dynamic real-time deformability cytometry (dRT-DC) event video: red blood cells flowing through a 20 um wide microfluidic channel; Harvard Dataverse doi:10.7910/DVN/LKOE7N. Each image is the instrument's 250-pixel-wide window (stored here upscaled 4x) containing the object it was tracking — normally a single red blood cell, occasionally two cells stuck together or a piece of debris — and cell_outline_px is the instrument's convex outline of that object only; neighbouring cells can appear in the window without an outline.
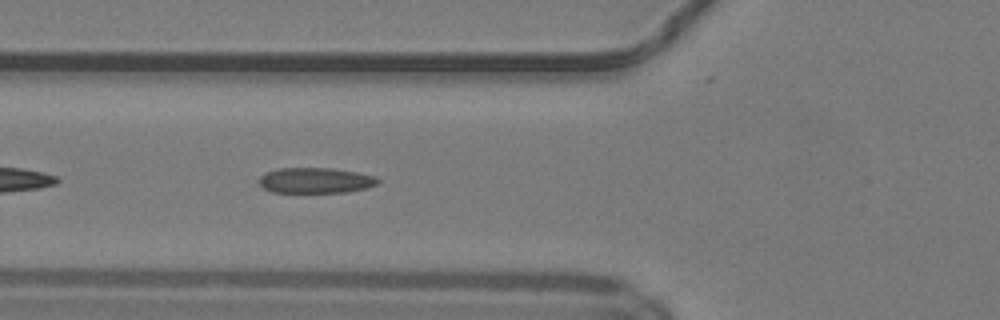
{"species": "common noctule bat (a hibernating species)", "species_latin": "Nyctalus noctula", "temperature_condition": "warm", "stored_images_in_passage": 29, "camera_frame_rate_fps": 3000, "um_per_image_px": 0.085, "animal": {"sex": "male", "body_mass_g": 19.2, "forearm_length_mm": 51.8}, "frame": {"image": 1, "passage_image": 5, "time_ms": 1.333, "image_size_px": [1000, 320], "cell_outline_px": [[380, 180], [376, 184], [368, 188], [348, 192], [272, 192], [264, 188], [260, 184], [260, 176], [264, 172], [280, 168], [332, 168], [356, 172], [376, 176]], "centroid_in_image_um": [26.83, 15.33], "position_along_channel_um": 99.0, "area_um2": 17.69}, "authors_computed_cell_mechanics": {"area_um2": 17.918, "velocity_mm_per_s": 4.1988, "shape_relaxation_time_tau1_ms": null, "shape_relaxation_time_tau2_ms": 1.063, "deformation_change_tau1": null, "deformation_change_tau2": 0.0821}}